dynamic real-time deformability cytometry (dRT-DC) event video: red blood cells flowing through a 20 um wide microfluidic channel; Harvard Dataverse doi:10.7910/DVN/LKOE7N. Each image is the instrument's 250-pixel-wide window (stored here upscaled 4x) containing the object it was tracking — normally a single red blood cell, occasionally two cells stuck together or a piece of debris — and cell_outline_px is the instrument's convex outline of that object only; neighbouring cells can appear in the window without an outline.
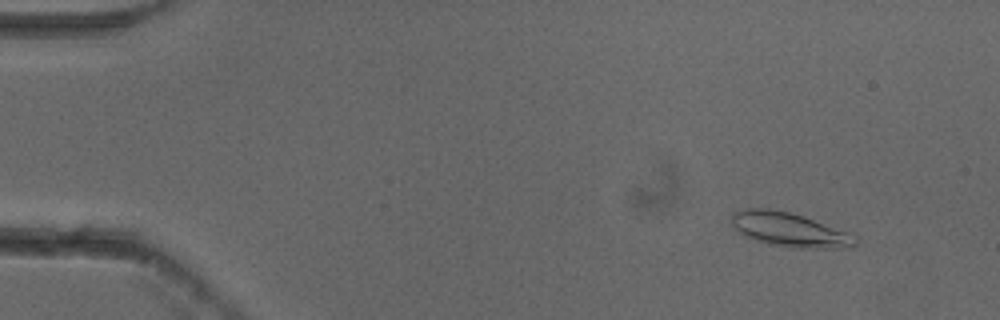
{"species": "common noctule bat (a hibernating species)", "species_latin": "Nyctalus noctula", "temperature_condition": "cold", "stored_images_in_passage": 21, "camera_frame_rate_fps": 3000, "um_per_image_px": 0.085, "animal": {"sex": "female"}, "frame": {"image": 1, "passage_image": 6, "time_ms": 1.667, "image_size_px": [1000, 320], "cell_outline_px": [[860, 240], [852, 248], [788, 248], [768, 244], [756, 240], [740, 232], [732, 224], [732, 212], [744, 208], [768, 208], [788, 212], [804, 216], [856, 232]], "centroid_in_image_um": [67.26, 19.53], "position_along_channel_um": 17.7, "area_um2": 25.43}}
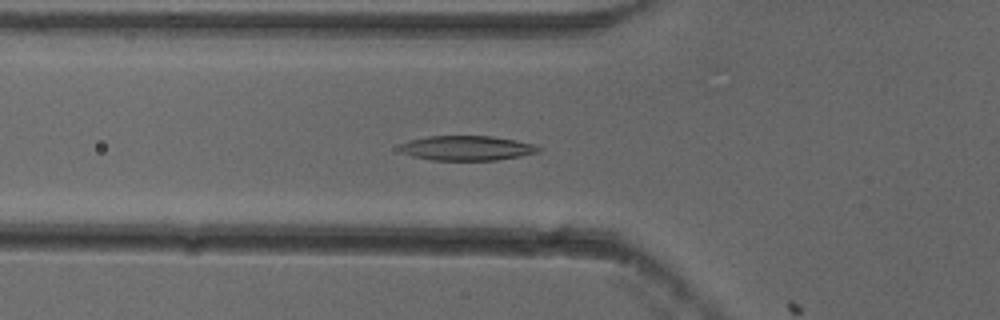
{"frame": {"image": 2, "passage_image": 20, "time_ms": 6.333, "image_size_px": [1000, 320], "cell_outline_px": [[544, 148], [540, 152], [520, 156], [496, 160], [432, 160], [412, 156], [404, 152], [400, 148], [400, 144], [408, 140], [428, 136], [492, 136], [516, 140], [532, 144]], "centroid_in_image_um": [39.72, 12.58], "position_along_channel_um": 86.1, "area_um2": 20.0}}